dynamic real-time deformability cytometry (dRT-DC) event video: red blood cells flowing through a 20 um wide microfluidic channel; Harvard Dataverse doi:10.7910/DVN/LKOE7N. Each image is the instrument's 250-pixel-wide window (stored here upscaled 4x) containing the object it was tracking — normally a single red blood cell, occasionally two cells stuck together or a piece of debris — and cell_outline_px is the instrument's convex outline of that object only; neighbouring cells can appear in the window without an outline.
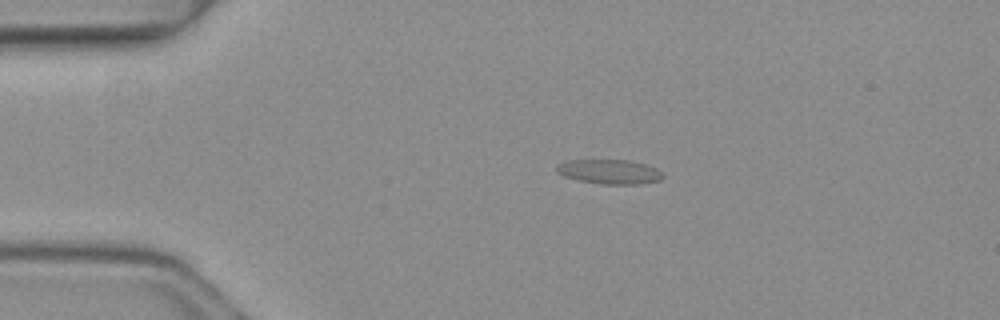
{"species": "common noctule bat (a hibernating species)", "species_latin": "Nyctalus noctula", "temperature_condition": "warm", "stored_images_in_passage": 2, "camera_frame_rate_fps": 3000, "um_per_image_px": 0.085, "animal": {"sex": "female", "body_mass_g": 19.3, "forearm_length_mm": 54.1}, "frame": {"image": 1, "passage_image": 1, "time_ms": 0.0, "image_size_px": [1000, 320], "cell_outline_px": [[664, 176], [660, 180], [640, 184], [600, 184], [580, 180], [564, 176], [556, 168], [556, 164], [568, 160], [628, 160], [644, 164], [656, 168]], "centroid_in_image_um": [51.81, 14.59], "position_along_channel_um": 33.2, "area_um2": 14.97}}